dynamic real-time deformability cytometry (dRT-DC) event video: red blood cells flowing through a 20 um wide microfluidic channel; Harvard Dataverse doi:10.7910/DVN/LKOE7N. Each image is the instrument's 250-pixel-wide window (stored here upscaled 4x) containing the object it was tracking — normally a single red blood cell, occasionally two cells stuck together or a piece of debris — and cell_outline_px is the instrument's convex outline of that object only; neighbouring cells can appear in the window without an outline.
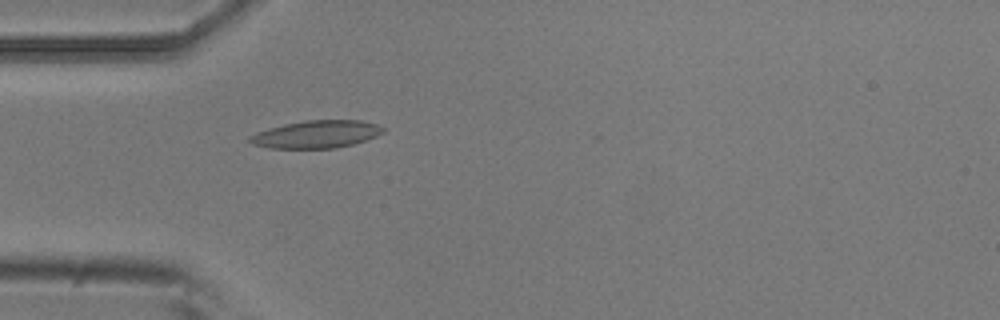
{"species": "common noctule bat (a hibernating species)", "species_latin": "Nyctalus noctula", "temperature_condition": "room temperature", "stored_images_in_passage": 1, "camera_frame_rate_fps": 3000, "um_per_image_px": 0.085, "animal": {"sex": "male", "body_mass_g": 20.5, "forearm_length_mm": 52.5}, "frame": {"image": 1, "passage_image": 1, "time_ms": 0.0, "image_size_px": [1000, 320], "cell_outline_px": [[384, 132], [376, 136], [352, 144], [336, 148], [268, 148], [252, 144], [248, 140], [248, 136], [256, 132], [268, 128], [284, 124], [304, 120], [360, 120], [376, 124], [384, 128]], "centroid_in_image_um": [26.85, 11.41], "position_along_channel_um": 58.2, "area_um2": 21.44}}